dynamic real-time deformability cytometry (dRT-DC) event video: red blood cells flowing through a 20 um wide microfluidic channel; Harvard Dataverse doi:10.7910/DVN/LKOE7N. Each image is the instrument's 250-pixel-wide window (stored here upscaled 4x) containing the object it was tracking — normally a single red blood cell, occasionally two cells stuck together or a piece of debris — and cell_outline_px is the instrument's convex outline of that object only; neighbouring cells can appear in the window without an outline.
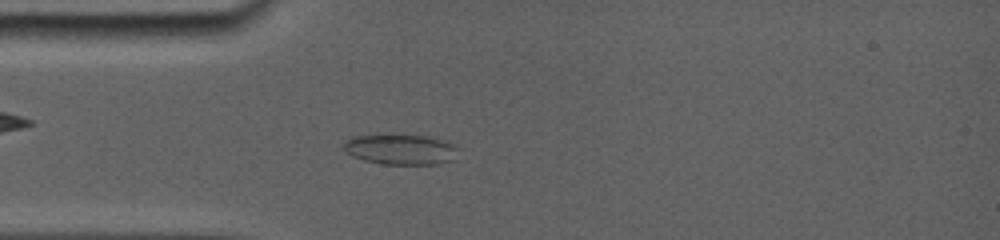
{"species": "common noctule bat (a hibernating species)", "species_latin": "Nyctalus noctula", "temperature_condition": "room temperature", "stored_images_in_passage": 47, "camera_frame_rate_fps": 5000, "um_per_image_px": 0.085, "animal": {"sex": "female", "body_mass_g": 19.0, "forearm_length_mm": 56.7}, "frame": {"image": 1, "passage_image": 11, "time_ms": 4.2, "image_size_px": [1000, 240], "cell_outline_px": [[452, 148], [448, 160], [436, 164], [384, 164], [364, 160], [352, 156], [344, 148], [344, 144], [348, 140], [360, 136], [416, 136], [448, 144]], "centroid_in_image_um": [33.86, 12.74], "position_along_channel_um": 51.1, "area_um2": 18.32}}
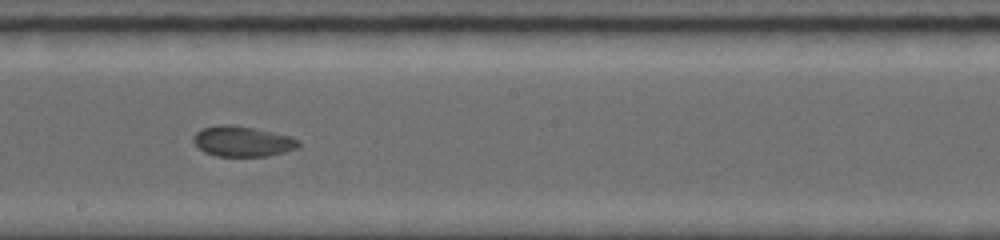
{"frame": {"image": 2, "passage_image": 23, "time_ms": 9.0, "image_size_px": [1000, 240], "cell_outline_px": [[300, 144], [296, 148], [284, 152], [268, 156], [216, 156], [204, 152], [192, 140], [192, 136], [200, 128], [220, 124], [232, 124], [252, 128], [288, 136], [300, 140]], "centroid_in_image_um": [20.56, 12.01], "position_along_channel_um": 227.6, "area_um2": 18.55}}
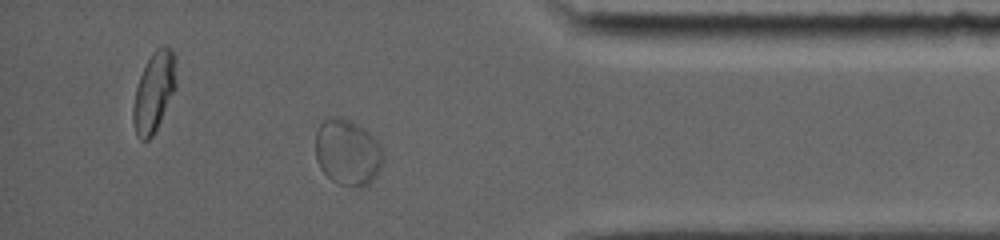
{"frame": {"image": 3, "passage_image": 37, "time_ms": 14.0, "image_size_px": [1000, 240], "cell_outline_px": [[384, 156], [380, 168], [376, 176], [368, 184], [360, 188], [352, 188], [340, 184], [332, 180], [320, 168], [316, 160], [316, 132], [320, 124], [324, 120], [332, 116], [340, 116], [364, 128], [380, 144], [384, 152]], "centroid_in_image_um": [29.55, 12.96], "position_along_channel_um": 405.6, "area_um2": 26.24}}